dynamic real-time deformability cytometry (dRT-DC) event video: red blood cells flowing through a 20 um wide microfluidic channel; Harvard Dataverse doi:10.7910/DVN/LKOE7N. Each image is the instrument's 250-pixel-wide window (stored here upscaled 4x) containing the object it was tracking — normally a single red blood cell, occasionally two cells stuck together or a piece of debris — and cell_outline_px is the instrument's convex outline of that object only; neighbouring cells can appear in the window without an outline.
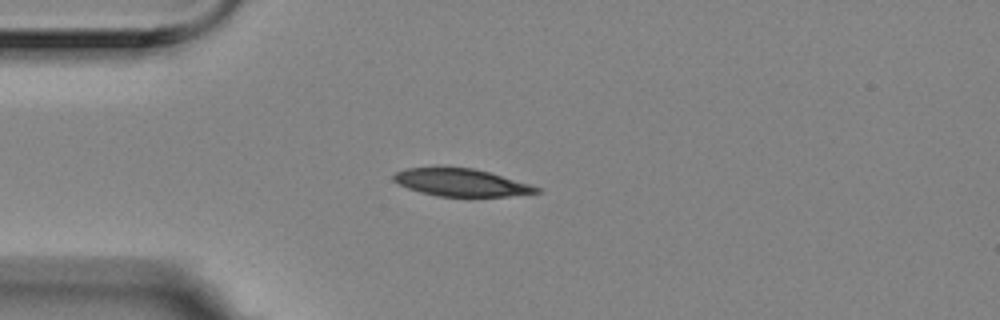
{"species": "Egyptian fruit bat (a non-hibernating species)", "species_latin": "Rousettus aegyptiacus", "temperature_condition": "room temperature", "stored_images_in_passage": 3, "camera_frame_rate_fps": 3000, "um_per_image_px": 0.085, "animal": {"sex": "female"}, "frame": {"image": 1, "passage_image": 3, "time_ms": 0.667, "image_size_px": [1000, 320], "cell_outline_px": [[544, 192], [508, 196], [436, 196], [420, 192], [396, 184], [392, 180], [392, 176], [396, 172], [404, 168], [432, 164], [436, 164], [472, 168], [488, 172], [528, 184], [540, 188]], "centroid_in_image_um": [39.06, 15.46], "position_along_channel_um": 45.9, "area_um2": 23.64}}